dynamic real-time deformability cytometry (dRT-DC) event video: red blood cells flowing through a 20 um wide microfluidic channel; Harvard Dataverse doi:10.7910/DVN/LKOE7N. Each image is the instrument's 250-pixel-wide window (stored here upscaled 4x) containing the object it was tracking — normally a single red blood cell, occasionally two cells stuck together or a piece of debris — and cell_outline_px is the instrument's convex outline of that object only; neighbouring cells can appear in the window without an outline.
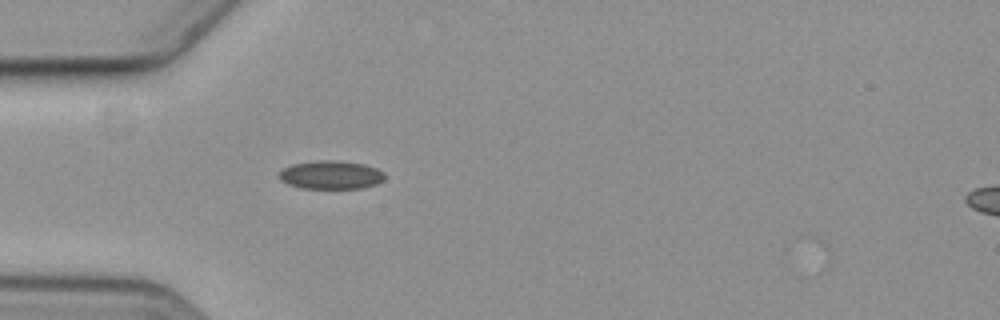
{"species": "common noctule bat (a hibernating species)", "species_latin": "Nyctalus noctula", "temperature_condition": "cold", "stored_images_in_passage": 41, "camera_frame_rate_fps": 3000, "um_per_image_px": 0.085, "animal": {"sex": "female", "body_mass_g": 19.3, "forearm_length_mm": 54.1}, "frame": {"image": 1, "passage_image": 1, "time_ms": 0.0, "image_size_px": [1000, 320], "cell_outline_px": [[384, 180], [376, 184], [360, 188], [300, 188], [288, 184], [280, 180], [276, 176], [284, 168], [292, 164], [316, 160], [340, 160], [364, 164], [376, 168], [384, 172]], "centroid_in_image_um": [28.11, 14.86], "position_along_channel_um": 56.9, "area_um2": 17.63}}
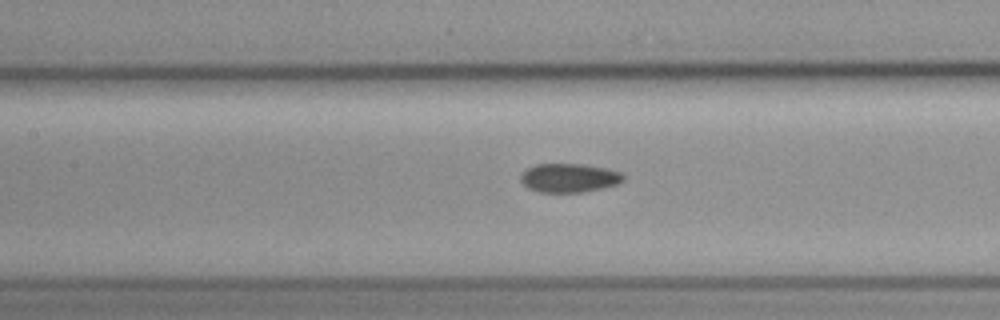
{"frame": {"image": 2, "passage_image": 10, "time_ms": 3.0, "image_size_px": [1000, 320], "cell_outline_px": [[624, 180], [616, 184], [584, 192], [540, 192], [528, 188], [520, 180], [520, 176], [528, 168], [536, 164], [584, 164], [608, 168], [624, 172]], "centroid_in_image_um": [48.41, 15.11], "position_along_channel_um": 159.0, "area_um2": 17.28}}
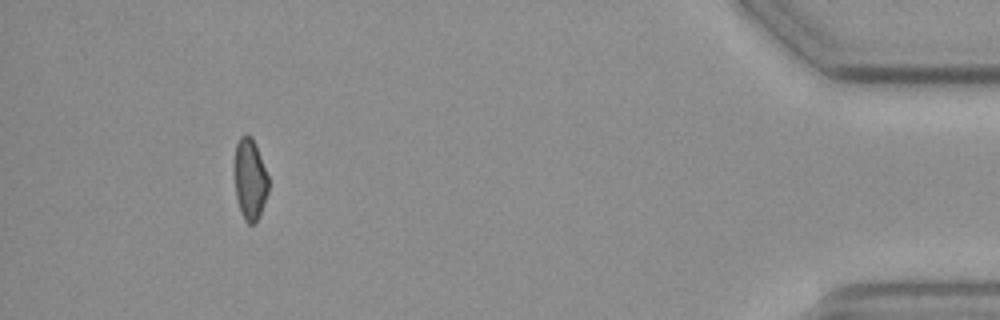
{"frame": {"image": 3, "passage_image": 37, "time_ms": 12.0, "image_size_px": [1000, 320], "cell_outline_px": [[268, 192], [260, 216], [256, 224], [248, 224], [244, 220], [236, 196], [236, 144], [240, 136], [252, 136], [256, 144], [268, 176]], "centroid_in_image_um": [21.28, 15.28], "position_along_channel_um": 413.9, "area_um2": 15.78}}